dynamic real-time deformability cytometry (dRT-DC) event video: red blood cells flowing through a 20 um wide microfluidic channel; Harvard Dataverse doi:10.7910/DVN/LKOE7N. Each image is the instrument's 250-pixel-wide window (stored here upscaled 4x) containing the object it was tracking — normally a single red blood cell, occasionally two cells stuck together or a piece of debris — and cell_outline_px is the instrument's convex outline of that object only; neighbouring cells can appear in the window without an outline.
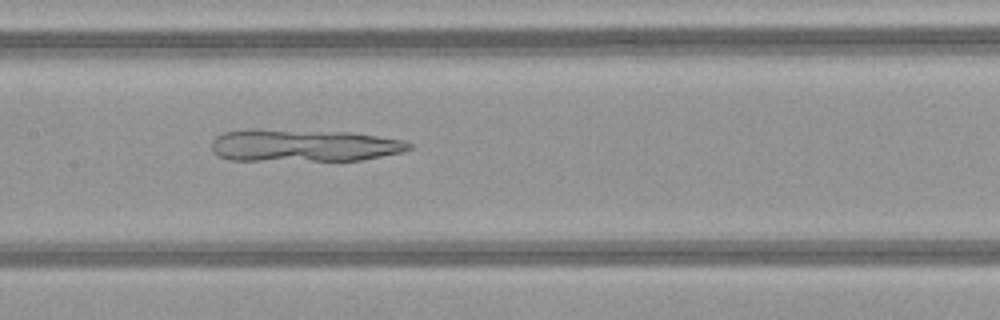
{"species": "common noctule bat (a hibernating species)", "species_latin": "Nyctalus noctula", "temperature_condition": "warm", "stored_images_in_passage": 50, "camera_frame_rate_fps": 3000, "um_per_image_px": 0.085, "animal": {"sex": "female", "body_mass_g": 21.9}, "frame": {"image": 1, "passage_image": 25, "time_ms": 8.0, "image_size_px": [1000, 320], "cell_outline_px": [[412, 148], [404, 152], [364, 160], [228, 160], [212, 152], [212, 140], [216, 136], [224, 132], [248, 128], [252, 128], [352, 132], [408, 140], [412, 144]], "centroid_in_image_um": [25.85, 12.35], "position_along_channel_um": 181.5, "area_um2": 37.97}}
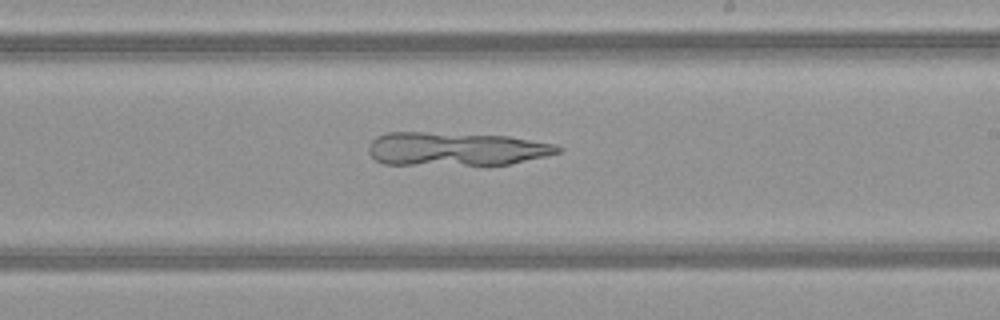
{"frame": {"image": 2, "passage_image": 30, "time_ms": 9.667, "image_size_px": [1000, 320], "cell_outline_px": [[564, 148], [560, 152], [544, 156], [508, 164], [488, 168], [384, 164], [376, 160], [368, 152], [368, 148], [372, 140], [376, 136], [388, 132], [424, 132], [508, 136], [556, 144]], "centroid_in_image_um": [38.75, 12.71], "position_along_channel_um": 250.2, "area_um2": 38.44}}